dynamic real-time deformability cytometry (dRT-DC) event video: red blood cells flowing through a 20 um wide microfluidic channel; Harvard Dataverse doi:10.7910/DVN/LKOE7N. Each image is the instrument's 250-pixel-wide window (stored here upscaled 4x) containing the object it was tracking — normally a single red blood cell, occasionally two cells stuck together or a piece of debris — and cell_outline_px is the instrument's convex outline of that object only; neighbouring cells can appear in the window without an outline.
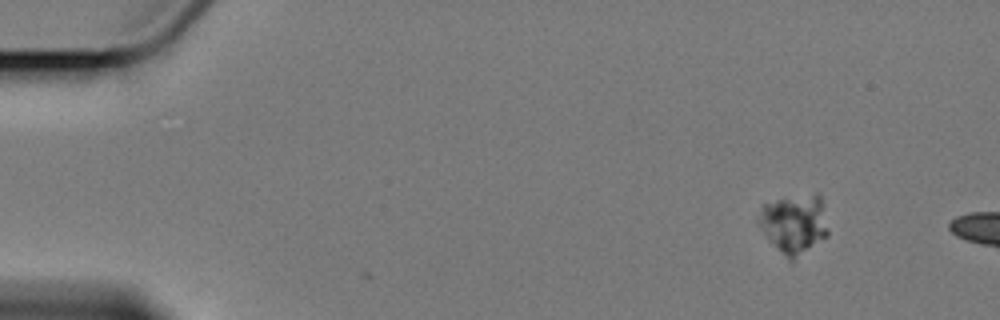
{"species": "Egyptian fruit bat (a non-hibernating species)", "species_latin": "Rousettus aegyptiacus", "temperature_condition": "cold", "stored_images_in_passage": 3, "camera_frame_rate_fps": 3000, "um_per_image_px": 0.085, "animal": {"sex": "female"}, "frame": {"image": 1, "passage_image": 2, "time_ms": 1.333, "image_size_px": [1000, 320], "cell_outline_px": [[828, 236], [792, 260], [788, 260], [764, 232], [760, 224], [760, 220], [764, 204], [780, 200], [816, 192], [820, 196], [828, 232]], "centroid_in_image_um": [67.57, 19.02], "position_along_channel_um": 17.4, "area_um2": 22.83}}